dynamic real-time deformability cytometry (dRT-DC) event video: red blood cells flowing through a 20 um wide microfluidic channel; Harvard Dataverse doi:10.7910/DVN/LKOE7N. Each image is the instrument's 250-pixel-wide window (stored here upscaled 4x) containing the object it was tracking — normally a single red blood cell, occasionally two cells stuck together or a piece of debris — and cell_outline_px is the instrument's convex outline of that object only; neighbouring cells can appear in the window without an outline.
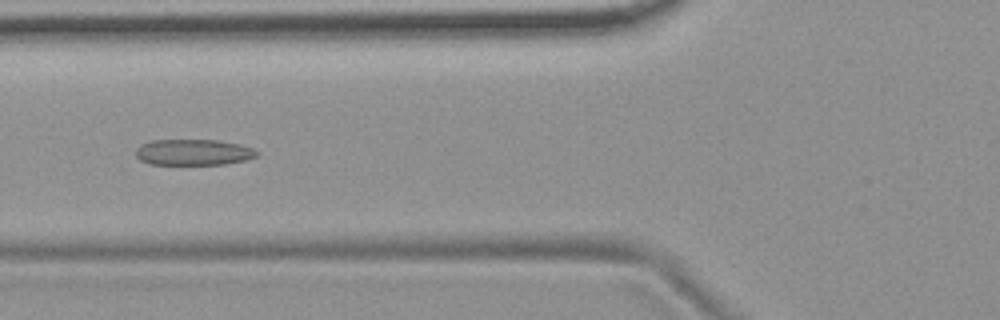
{"species": "common noctule bat (a hibernating species)", "species_latin": "Nyctalus noctula", "temperature_condition": "room temperature", "stored_images_in_passage": 6, "camera_frame_rate_fps": 3000, "um_per_image_px": 0.085, "animal": {"sex": "female", "body_mass_g": 19.9}, "frame": {"image": 1, "passage_image": 6, "time_ms": 6.0, "image_size_px": [1000, 320], "cell_outline_px": [[260, 152], [256, 156], [248, 160], [224, 164], [148, 164], [140, 160], [136, 156], [136, 148], [140, 144], [152, 140], [216, 140], [240, 144], [252, 148]], "centroid_in_image_um": [16.44, 12.94], "position_along_channel_um": 109.4, "area_um2": 18.44}}